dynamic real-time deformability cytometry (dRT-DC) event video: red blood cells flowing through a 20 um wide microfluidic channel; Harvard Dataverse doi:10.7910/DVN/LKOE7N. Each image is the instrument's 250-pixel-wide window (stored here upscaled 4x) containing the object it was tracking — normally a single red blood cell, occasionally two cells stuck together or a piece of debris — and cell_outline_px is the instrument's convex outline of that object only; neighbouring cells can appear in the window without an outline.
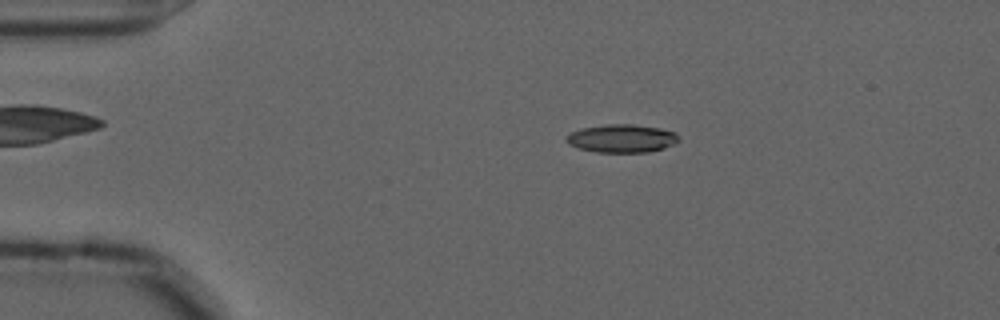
{"species": "common noctule bat (a hibernating species)", "species_latin": "Nyctalus noctula", "temperature_condition": "cold", "stored_images_in_passage": 56, "camera_frame_rate_fps": 3000, "um_per_image_px": 0.085, "animal": {"sex": "male", "forearm_length_mm": 52.5}, "frame": {"image": 1, "passage_image": 11, "time_ms": 3.333, "image_size_px": [1000, 320], "cell_outline_px": [[680, 140], [664, 148], [648, 152], [596, 152], [580, 148], [568, 144], [564, 140], [572, 132], [580, 128], [604, 124], [632, 124], [660, 128], [676, 132], [680, 136]], "centroid_in_image_um": [52.87, 11.76], "position_along_channel_um": 32.1, "area_um2": 18.5}}
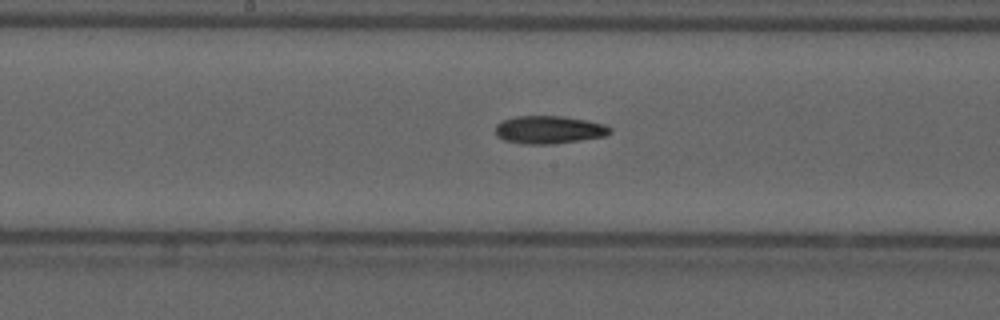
{"frame": {"image": 2, "passage_image": 29, "time_ms": 9.333, "image_size_px": [1000, 320], "cell_outline_px": [[612, 132], [604, 136], [552, 144], [524, 144], [504, 140], [496, 136], [496, 124], [504, 120], [516, 116], [564, 116], [604, 124], [612, 128]], "centroid_in_image_um": [46.65, 11.03], "position_along_channel_um": 201.6, "area_um2": 18.5}}
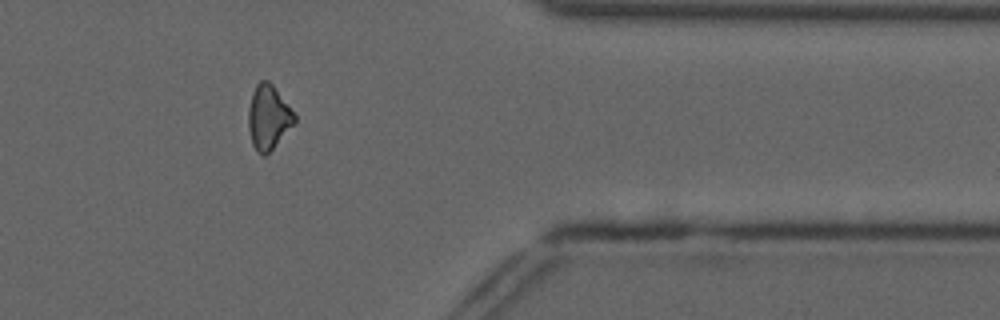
{"frame": {"image": 3, "passage_image": 46, "time_ms": 15.0, "image_size_px": [1000, 320], "cell_outline_px": [[296, 120], [272, 148], [264, 156], [260, 156], [256, 152], [252, 144], [248, 128], [248, 108], [252, 92], [256, 84], [260, 80], [268, 80], [272, 84], [296, 116]], "centroid_in_image_um": [22.76, 9.96], "position_along_channel_um": 388.6, "area_um2": 17.05}}